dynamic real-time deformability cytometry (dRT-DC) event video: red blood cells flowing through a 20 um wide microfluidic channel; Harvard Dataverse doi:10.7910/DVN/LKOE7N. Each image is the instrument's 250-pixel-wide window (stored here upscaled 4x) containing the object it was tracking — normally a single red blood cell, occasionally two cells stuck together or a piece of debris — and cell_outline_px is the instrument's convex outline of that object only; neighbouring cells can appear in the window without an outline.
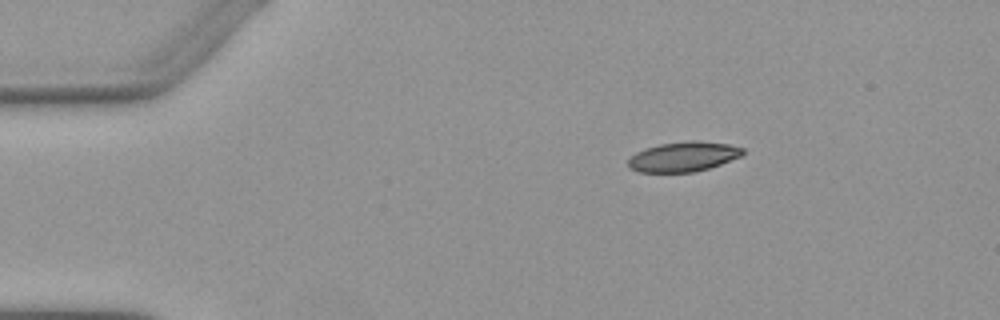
{"species": "Egyptian fruit bat (a non-hibernating species)", "species_latin": "Rousettus aegyptiacus", "temperature_condition": "warm", "stored_images_in_passage": 5, "camera_frame_rate_fps": 3000, "um_per_image_px": 0.085, "animal": {"sex": "female"}, "frame": {"image": 1, "passage_image": 5, "time_ms": 5.333, "image_size_px": [1000, 320], "cell_outline_px": [[744, 152], [740, 156], [720, 164], [708, 168], [692, 172], [640, 172], [628, 168], [628, 160], [636, 152], [644, 148], [660, 144], [692, 140], [700, 140], [728, 144], [744, 148]], "centroid_in_image_um": [58.07, 13.31], "position_along_channel_um": 26.9, "area_um2": 19.88}}